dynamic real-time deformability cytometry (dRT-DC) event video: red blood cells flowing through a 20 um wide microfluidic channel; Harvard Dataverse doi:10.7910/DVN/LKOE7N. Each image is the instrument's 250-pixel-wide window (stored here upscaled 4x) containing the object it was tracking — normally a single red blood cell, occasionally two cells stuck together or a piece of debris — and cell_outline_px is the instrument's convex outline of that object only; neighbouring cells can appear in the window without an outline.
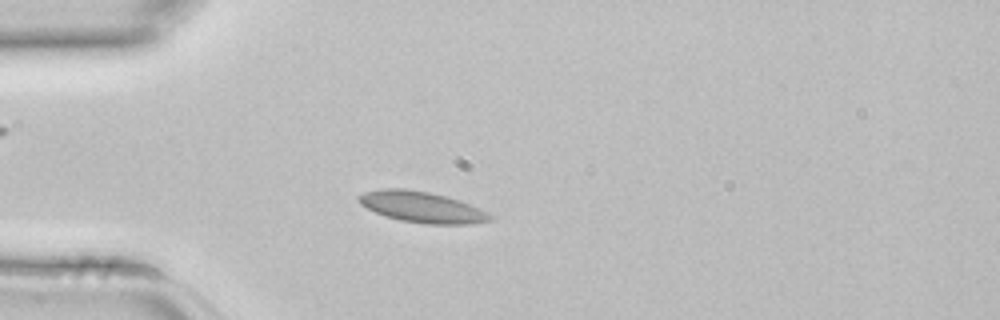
{"species": "common noctule bat (a hibernating species)", "species_latin": "Nyctalus noctula", "temperature_condition": "room temperature", "stored_images_in_passage": 3, "camera_frame_rate_fps": 3000, "um_per_image_px": 0.085, "animal": {"sex": "female", "body_mass_g": 22.7, "forearm_length_mm": 54.2}, "frame": {"image": 1, "passage_image": 3, "time_ms": 0.667, "image_size_px": [1000, 320], "cell_outline_px": [[492, 220], [472, 224], [424, 224], [400, 220], [384, 216], [360, 204], [356, 200], [356, 196], [364, 192], [384, 188], [404, 188], [428, 192], [448, 196], [480, 208], [488, 212], [492, 216]], "centroid_in_image_um": [35.85, 17.6], "position_along_channel_um": 49.2, "area_um2": 23.87}}